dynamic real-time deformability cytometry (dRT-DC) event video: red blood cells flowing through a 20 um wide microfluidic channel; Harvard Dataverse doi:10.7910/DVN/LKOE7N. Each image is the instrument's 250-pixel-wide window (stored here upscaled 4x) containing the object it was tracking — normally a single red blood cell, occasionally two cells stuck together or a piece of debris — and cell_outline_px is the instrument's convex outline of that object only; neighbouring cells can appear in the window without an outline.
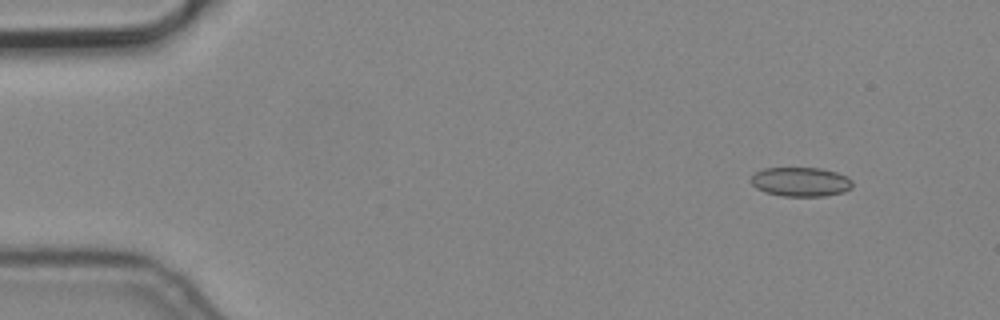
{"species": "common noctule bat (a hibernating species)", "species_latin": "Nyctalus noctula", "temperature_condition": "cold", "stored_images_in_passage": 54, "camera_frame_rate_fps": 3000, "um_per_image_px": 0.085, "animal": {"sex": "male", "body_mass_g": 19.2, "forearm_length_mm": 51.8}, "frame": {"image": 1, "passage_image": 4, "time_ms": 1.0, "image_size_px": [1000, 320], "cell_outline_px": [[852, 188], [844, 192], [824, 196], [784, 196], [764, 192], [756, 188], [752, 184], [752, 176], [756, 172], [764, 168], [820, 168], [836, 172], [852, 180]], "centroid_in_image_um": [68.06, 15.46], "position_along_channel_um": 16.9, "area_um2": 17.22}}
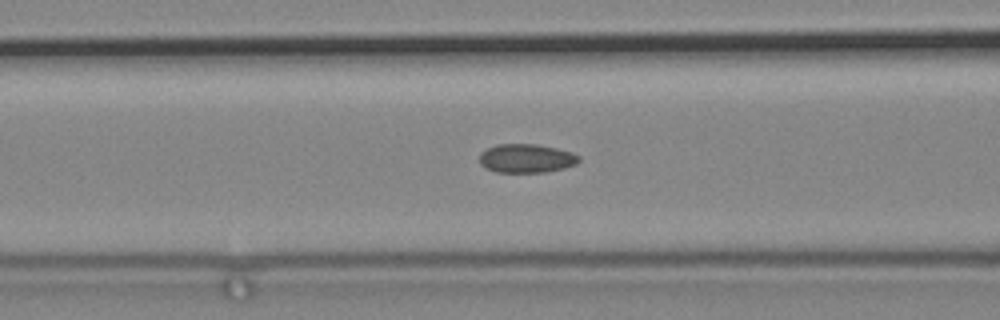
{"frame": {"image": 2, "passage_image": 21, "time_ms": 6.667, "image_size_px": [1000, 320], "cell_outline_px": [[580, 160], [576, 164], [564, 168], [544, 172], [496, 172], [484, 168], [480, 164], [480, 152], [496, 144], [536, 144], [556, 148], [572, 152], [580, 156]], "centroid_in_image_um": [44.73, 13.46], "position_along_channel_um": 121.9, "area_um2": 16.76}}
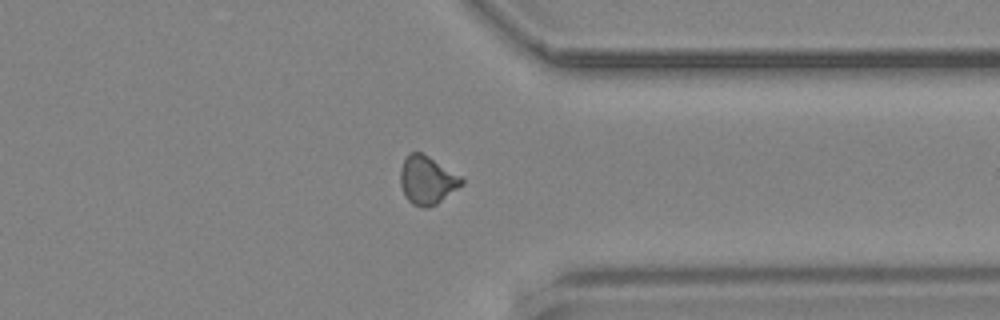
{"frame": {"image": 3, "passage_image": 42, "time_ms": 13.667, "image_size_px": [1000, 320], "cell_outline_px": [[464, 184], [436, 204], [428, 208], [420, 208], [412, 204], [404, 196], [400, 184], [400, 168], [408, 152], [420, 152], [428, 156], [460, 176], [464, 180]], "centroid_in_image_um": [36.27, 15.33], "position_along_channel_um": 375.1, "area_um2": 17.28}}